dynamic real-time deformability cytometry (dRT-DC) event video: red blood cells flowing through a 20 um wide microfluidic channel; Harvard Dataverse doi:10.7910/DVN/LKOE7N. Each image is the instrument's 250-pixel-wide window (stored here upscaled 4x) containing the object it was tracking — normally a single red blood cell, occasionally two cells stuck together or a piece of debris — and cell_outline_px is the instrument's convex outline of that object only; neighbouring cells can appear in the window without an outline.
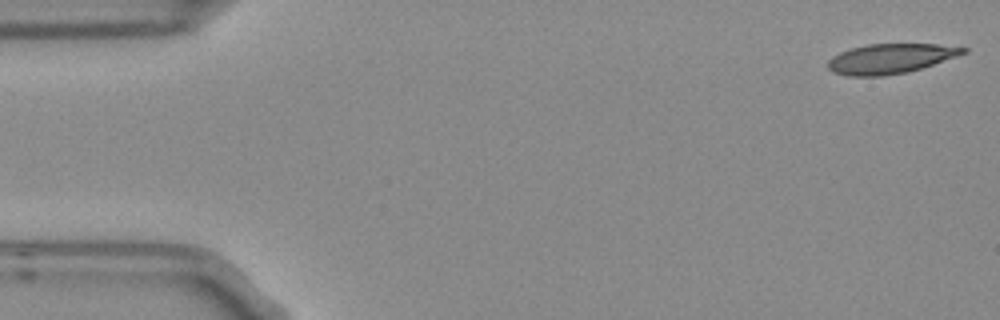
{"species": "Egyptian fruit bat (a non-hibernating species)", "species_latin": "Rousettus aegyptiacus", "temperature_condition": "room temperature", "stored_images_in_passage": 4, "camera_frame_rate_fps": 3000, "um_per_image_px": 0.085, "frame": {"image": 1, "passage_image": 1, "time_ms": 0.0, "image_size_px": [1000, 320], "cell_outline_px": [[968, 52], [908, 72], [880, 76], [848, 76], [832, 72], [828, 68], [828, 60], [832, 56], [840, 52], [852, 48], [868, 44], [936, 44], [968, 48]], "centroid_in_image_um": [75.65, 4.98], "position_along_channel_um": 9.4, "area_um2": 23.29}}